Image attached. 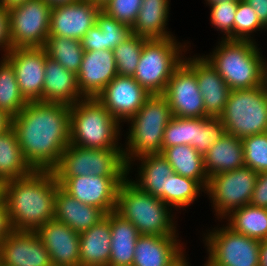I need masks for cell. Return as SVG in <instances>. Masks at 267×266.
I'll return each mask as SVG.
<instances>
[{"label":"cell","instance_id":"cell-1","mask_svg":"<svg viewBox=\"0 0 267 266\" xmlns=\"http://www.w3.org/2000/svg\"><path fill=\"white\" fill-rule=\"evenodd\" d=\"M70 105L28 102L12 117L19 146L33 170L51 171L70 144Z\"/></svg>","mask_w":267,"mask_h":266},{"label":"cell","instance_id":"cell-2","mask_svg":"<svg viewBox=\"0 0 267 266\" xmlns=\"http://www.w3.org/2000/svg\"><path fill=\"white\" fill-rule=\"evenodd\" d=\"M58 182L52 171L33 170L5 181L4 202L15 231H35L54 219Z\"/></svg>","mask_w":267,"mask_h":266},{"label":"cell","instance_id":"cell-3","mask_svg":"<svg viewBox=\"0 0 267 266\" xmlns=\"http://www.w3.org/2000/svg\"><path fill=\"white\" fill-rule=\"evenodd\" d=\"M257 42L218 39L210 53L201 55L231 90L263 85L264 55Z\"/></svg>","mask_w":267,"mask_h":266},{"label":"cell","instance_id":"cell-4","mask_svg":"<svg viewBox=\"0 0 267 266\" xmlns=\"http://www.w3.org/2000/svg\"><path fill=\"white\" fill-rule=\"evenodd\" d=\"M115 211L140 235L179 236L178 213L159 198L138 190L128 179L119 186Z\"/></svg>","mask_w":267,"mask_h":266},{"label":"cell","instance_id":"cell-5","mask_svg":"<svg viewBox=\"0 0 267 266\" xmlns=\"http://www.w3.org/2000/svg\"><path fill=\"white\" fill-rule=\"evenodd\" d=\"M70 124V144L74 146L123 149L122 125L97 98H83L71 105Z\"/></svg>","mask_w":267,"mask_h":266},{"label":"cell","instance_id":"cell-6","mask_svg":"<svg viewBox=\"0 0 267 266\" xmlns=\"http://www.w3.org/2000/svg\"><path fill=\"white\" fill-rule=\"evenodd\" d=\"M172 117L167 99L162 94L150 95L125 123L128 128L122 134V148L126 163L146 154L161 153L164 129Z\"/></svg>","mask_w":267,"mask_h":266},{"label":"cell","instance_id":"cell-7","mask_svg":"<svg viewBox=\"0 0 267 266\" xmlns=\"http://www.w3.org/2000/svg\"><path fill=\"white\" fill-rule=\"evenodd\" d=\"M178 37L146 39L133 78L150 94H163L173 71L183 62L185 54L191 52L188 40Z\"/></svg>","mask_w":267,"mask_h":266},{"label":"cell","instance_id":"cell-8","mask_svg":"<svg viewBox=\"0 0 267 266\" xmlns=\"http://www.w3.org/2000/svg\"><path fill=\"white\" fill-rule=\"evenodd\" d=\"M219 118L225 132L239 139L267 132V90L263 85L231 90Z\"/></svg>","mask_w":267,"mask_h":266},{"label":"cell","instance_id":"cell-9","mask_svg":"<svg viewBox=\"0 0 267 266\" xmlns=\"http://www.w3.org/2000/svg\"><path fill=\"white\" fill-rule=\"evenodd\" d=\"M59 183L64 177H127L123 149H96L69 144L51 170Z\"/></svg>","mask_w":267,"mask_h":266},{"label":"cell","instance_id":"cell-10","mask_svg":"<svg viewBox=\"0 0 267 266\" xmlns=\"http://www.w3.org/2000/svg\"><path fill=\"white\" fill-rule=\"evenodd\" d=\"M217 222L223 224L202 231L205 258L213 266H259L260 240L234 232L223 221Z\"/></svg>","mask_w":267,"mask_h":266},{"label":"cell","instance_id":"cell-11","mask_svg":"<svg viewBox=\"0 0 267 266\" xmlns=\"http://www.w3.org/2000/svg\"><path fill=\"white\" fill-rule=\"evenodd\" d=\"M257 175L244 165L209 177L205 195L211 203L215 221H222L235 209L250 204Z\"/></svg>","mask_w":267,"mask_h":266},{"label":"cell","instance_id":"cell-12","mask_svg":"<svg viewBox=\"0 0 267 266\" xmlns=\"http://www.w3.org/2000/svg\"><path fill=\"white\" fill-rule=\"evenodd\" d=\"M51 9L43 0H27L10 9L12 47H43L49 36Z\"/></svg>","mask_w":267,"mask_h":266},{"label":"cell","instance_id":"cell-13","mask_svg":"<svg viewBox=\"0 0 267 266\" xmlns=\"http://www.w3.org/2000/svg\"><path fill=\"white\" fill-rule=\"evenodd\" d=\"M162 95L167 99L173 117H209L205 112L196 73L184 60L173 71Z\"/></svg>","mask_w":267,"mask_h":266},{"label":"cell","instance_id":"cell-14","mask_svg":"<svg viewBox=\"0 0 267 266\" xmlns=\"http://www.w3.org/2000/svg\"><path fill=\"white\" fill-rule=\"evenodd\" d=\"M126 178L91 175L64 177L58 184L75 199L108 214L116 210L117 191Z\"/></svg>","mask_w":267,"mask_h":266},{"label":"cell","instance_id":"cell-15","mask_svg":"<svg viewBox=\"0 0 267 266\" xmlns=\"http://www.w3.org/2000/svg\"><path fill=\"white\" fill-rule=\"evenodd\" d=\"M13 66L27 102H43L46 52L43 47L13 48L5 57Z\"/></svg>","mask_w":267,"mask_h":266},{"label":"cell","instance_id":"cell-16","mask_svg":"<svg viewBox=\"0 0 267 266\" xmlns=\"http://www.w3.org/2000/svg\"><path fill=\"white\" fill-rule=\"evenodd\" d=\"M150 94L133 78L117 75L98 95L97 99L122 125L143 106Z\"/></svg>","mask_w":267,"mask_h":266},{"label":"cell","instance_id":"cell-17","mask_svg":"<svg viewBox=\"0 0 267 266\" xmlns=\"http://www.w3.org/2000/svg\"><path fill=\"white\" fill-rule=\"evenodd\" d=\"M48 250L34 231L12 230L0 242V266H50Z\"/></svg>","mask_w":267,"mask_h":266},{"label":"cell","instance_id":"cell-18","mask_svg":"<svg viewBox=\"0 0 267 266\" xmlns=\"http://www.w3.org/2000/svg\"><path fill=\"white\" fill-rule=\"evenodd\" d=\"M101 7L91 0H80L73 4L51 9L49 35L81 40L96 24Z\"/></svg>","mask_w":267,"mask_h":266},{"label":"cell","instance_id":"cell-19","mask_svg":"<svg viewBox=\"0 0 267 266\" xmlns=\"http://www.w3.org/2000/svg\"><path fill=\"white\" fill-rule=\"evenodd\" d=\"M189 51L184 56V61L195 71L198 88L202 94L205 112L209 117H219L225 109L231 89L225 80L200 54L192 55ZM188 57H187V56ZM192 55V56H191Z\"/></svg>","mask_w":267,"mask_h":266},{"label":"cell","instance_id":"cell-20","mask_svg":"<svg viewBox=\"0 0 267 266\" xmlns=\"http://www.w3.org/2000/svg\"><path fill=\"white\" fill-rule=\"evenodd\" d=\"M48 250L51 263L60 266H80V233L56 219L34 231Z\"/></svg>","mask_w":267,"mask_h":266},{"label":"cell","instance_id":"cell-21","mask_svg":"<svg viewBox=\"0 0 267 266\" xmlns=\"http://www.w3.org/2000/svg\"><path fill=\"white\" fill-rule=\"evenodd\" d=\"M117 75L112 50L84 51L77 73V83L81 95L84 98H96Z\"/></svg>","mask_w":267,"mask_h":266},{"label":"cell","instance_id":"cell-22","mask_svg":"<svg viewBox=\"0 0 267 266\" xmlns=\"http://www.w3.org/2000/svg\"><path fill=\"white\" fill-rule=\"evenodd\" d=\"M136 166L137 168H134ZM133 168L137 173H133ZM131 173L135 177L131 176ZM172 173L173 168L161 153L146 154L127 162L126 179L138 190L149 193L165 203L166 178Z\"/></svg>","mask_w":267,"mask_h":266},{"label":"cell","instance_id":"cell-23","mask_svg":"<svg viewBox=\"0 0 267 266\" xmlns=\"http://www.w3.org/2000/svg\"><path fill=\"white\" fill-rule=\"evenodd\" d=\"M179 237L140 235L136 240L132 266H169L186 250L187 242H182L183 238Z\"/></svg>","mask_w":267,"mask_h":266},{"label":"cell","instance_id":"cell-24","mask_svg":"<svg viewBox=\"0 0 267 266\" xmlns=\"http://www.w3.org/2000/svg\"><path fill=\"white\" fill-rule=\"evenodd\" d=\"M83 98L78 87L77 75L46 54L43 102L71 106Z\"/></svg>","mask_w":267,"mask_h":266},{"label":"cell","instance_id":"cell-25","mask_svg":"<svg viewBox=\"0 0 267 266\" xmlns=\"http://www.w3.org/2000/svg\"><path fill=\"white\" fill-rule=\"evenodd\" d=\"M105 215L101 209L80 202L57 185L54 219L65 223L75 232L82 233L97 224Z\"/></svg>","mask_w":267,"mask_h":266},{"label":"cell","instance_id":"cell-26","mask_svg":"<svg viewBox=\"0 0 267 266\" xmlns=\"http://www.w3.org/2000/svg\"><path fill=\"white\" fill-rule=\"evenodd\" d=\"M110 213L80 233V266H108L111 256Z\"/></svg>","mask_w":267,"mask_h":266},{"label":"cell","instance_id":"cell-27","mask_svg":"<svg viewBox=\"0 0 267 266\" xmlns=\"http://www.w3.org/2000/svg\"><path fill=\"white\" fill-rule=\"evenodd\" d=\"M171 0H142L138 16L132 26L133 34L146 39H165L175 36L168 31Z\"/></svg>","mask_w":267,"mask_h":266},{"label":"cell","instance_id":"cell-28","mask_svg":"<svg viewBox=\"0 0 267 266\" xmlns=\"http://www.w3.org/2000/svg\"><path fill=\"white\" fill-rule=\"evenodd\" d=\"M208 177L243 167L244 151L241 139L225 133L203 156Z\"/></svg>","mask_w":267,"mask_h":266},{"label":"cell","instance_id":"cell-29","mask_svg":"<svg viewBox=\"0 0 267 266\" xmlns=\"http://www.w3.org/2000/svg\"><path fill=\"white\" fill-rule=\"evenodd\" d=\"M111 256L108 266H132L140 236L137 228L116 211L110 212Z\"/></svg>","mask_w":267,"mask_h":266},{"label":"cell","instance_id":"cell-30","mask_svg":"<svg viewBox=\"0 0 267 266\" xmlns=\"http://www.w3.org/2000/svg\"><path fill=\"white\" fill-rule=\"evenodd\" d=\"M161 154L173 171L181 176L198 181L205 189L209 177L204 168V159L191 145H176L165 148Z\"/></svg>","mask_w":267,"mask_h":266},{"label":"cell","instance_id":"cell-31","mask_svg":"<svg viewBox=\"0 0 267 266\" xmlns=\"http://www.w3.org/2000/svg\"><path fill=\"white\" fill-rule=\"evenodd\" d=\"M234 232L257 240L267 239V209L250 204L232 211L222 220Z\"/></svg>","mask_w":267,"mask_h":266},{"label":"cell","instance_id":"cell-32","mask_svg":"<svg viewBox=\"0 0 267 266\" xmlns=\"http://www.w3.org/2000/svg\"><path fill=\"white\" fill-rule=\"evenodd\" d=\"M33 169L25 161L15 130L0 134V177L4 181L29 175Z\"/></svg>","mask_w":267,"mask_h":266},{"label":"cell","instance_id":"cell-33","mask_svg":"<svg viewBox=\"0 0 267 266\" xmlns=\"http://www.w3.org/2000/svg\"><path fill=\"white\" fill-rule=\"evenodd\" d=\"M206 189L196 180L172 173L166 178L165 204L181 214L192 206L199 197L205 195ZM180 210V211H179Z\"/></svg>","mask_w":267,"mask_h":266},{"label":"cell","instance_id":"cell-34","mask_svg":"<svg viewBox=\"0 0 267 266\" xmlns=\"http://www.w3.org/2000/svg\"><path fill=\"white\" fill-rule=\"evenodd\" d=\"M43 48L48 57L77 75L84 55L80 40L49 35Z\"/></svg>","mask_w":267,"mask_h":266},{"label":"cell","instance_id":"cell-35","mask_svg":"<svg viewBox=\"0 0 267 266\" xmlns=\"http://www.w3.org/2000/svg\"><path fill=\"white\" fill-rule=\"evenodd\" d=\"M27 103L19 89L12 64L6 58H0V110L15 117Z\"/></svg>","mask_w":267,"mask_h":266},{"label":"cell","instance_id":"cell-36","mask_svg":"<svg viewBox=\"0 0 267 266\" xmlns=\"http://www.w3.org/2000/svg\"><path fill=\"white\" fill-rule=\"evenodd\" d=\"M145 40L146 38L133 34L113 50L118 75L135 74Z\"/></svg>","mask_w":267,"mask_h":266},{"label":"cell","instance_id":"cell-37","mask_svg":"<svg viewBox=\"0 0 267 266\" xmlns=\"http://www.w3.org/2000/svg\"><path fill=\"white\" fill-rule=\"evenodd\" d=\"M267 29L260 23L254 9L244 0L238 1L234 20V40L256 41L255 34ZM259 32V33H258Z\"/></svg>","mask_w":267,"mask_h":266},{"label":"cell","instance_id":"cell-38","mask_svg":"<svg viewBox=\"0 0 267 266\" xmlns=\"http://www.w3.org/2000/svg\"><path fill=\"white\" fill-rule=\"evenodd\" d=\"M225 133V127L219 117L196 118L194 149L204 156Z\"/></svg>","mask_w":267,"mask_h":266},{"label":"cell","instance_id":"cell-39","mask_svg":"<svg viewBox=\"0 0 267 266\" xmlns=\"http://www.w3.org/2000/svg\"><path fill=\"white\" fill-rule=\"evenodd\" d=\"M196 118L172 117L164 129L162 151L176 145H191L194 148Z\"/></svg>","mask_w":267,"mask_h":266},{"label":"cell","instance_id":"cell-40","mask_svg":"<svg viewBox=\"0 0 267 266\" xmlns=\"http://www.w3.org/2000/svg\"><path fill=\"white\" fill-rule=\"evenodd\" d=\"M210 10V25L218 32V39L234 40V20L238 2H221L206 5ZM223 34V35H222Z\"/></svg>","mask_w":267,"mask_h":266},{"label":"cell","instance_id":"cell-41","mask_svg":"<svg viewBox=\"0 0 267 266\" xmlns=\"http://www.w3.org/2000/svg\"><path fill=\"white\" fill-rule=\"evenodd\" d=\"M245 166L257 173L267 171V132L241 139Z\"/></svg>","mask_w":267,"mask_h":266},{"label":"cell","instance_id":"cell-42","mask_svg":"<svg viewBox=\"0 0 267 266\" xmlns=\"http://www.w3.org/2000/svg\"><path fill=\"white\" fill-rule=\"evenodd\" d=\"M96 24L105 39V49L114 50L123 41L133 35L132 26L117 21L100 10L96 17Z\"/></svg>","mask_w":267,"mask_h":266},{"label":"cell","instance_id":"cell-43","mask_svg":"<svg viewBox=\"0 0 267 266\" xmlns=\"http://www.w3.org/2000/svg\"><path fill=\"white\" fill-rule=\"evenodd\" d=\"M141 4L142 0H109L101 10L117 21L133 26Z\"/></svg>","mask_w":267,"mask_h":266},{"label":"cell","instance_id":"cell-44","mask_svg":"<svg viewBox=\"0 0 267 266\" xmlns=\"http://www.w3.org/2000/svg\"><path fill=\"white\" fill-rule=\"evenodd\" d=\"M13 49L10 39L9 10L0 5V53L5 58Z\"/></svg>","mask_w":267,"mask_h":266},{"label":"cell","instance_id":"cell-45","mask_svg":"<svg viewBox=\"0 0 267 266\" xmlns=\"http://www.w3.org/2000/svg\"><path fill=\"white\" fill-rule=\"evenodd\" d=\"M84 51H98L105 49V39L100 28L95 24L80 40Z\"/></svg>","mask_w":267,"mask_h":266},{"label":"cell","instance_id":"cell-46","mask_svg":"<svg viewBox=\"0 0 267 266\" xmlns=\"http://www.w3.org/2000/svg\"><path fill=\"white\" fill-rule=\"evenodd\" d=\"M250 205L267 209V171L258 173Z\"/></svg>","mask_w":267,"mask_h":266},{"label":"cell","instance_id":"cell-47","mask_svg":"<svg viewBox=\"0 0 267 266\" xmlns=\"http://www.w3.org/2000/svg\"><path fill=\"white\" fill-rule=\"evenodd\" d=\"M255 11L260 23L267 29V0H244Z\"/></svg>","mask_w":267,"mask_h":266},{"label":"cell","instance_id":"cell-48","mask_svg":"<svg viewBox=\"0 0 267 266\" xmlns=\"http://www.w3.org/2000/svg\"><path fill=\"white\" fill-rule=\"evenodd\" d=\"M4 200L0 203V242L12 231Z\"/></svg>","mask_w":267,"mask_h":266},{"label":"cell","instance_id":"cell-49","mask_svg":"<svg viewBox=\"0 0 267 266\" xmlns=\"http://www.w3.org/2000/svg\"><path fill=\"white\" fill-rule=\"evenodd\" d=\"M12 127V117L0 110V134H3Z\"/></svg>","mask_w":267,"mask_h":266},{"label":"cell","instance_id":"cell-50","mask_svg":"<svg viewBox=\"0 0 267 266\" xmlns=\"http://www.w3.org/2000/svg\"><path fill=\"white\" fill-rule=\"evenodd\" d=\"M259 266H267V239L260 241Z\"/></svg>","mask_w":267,"mask_h":266},{"label":"cell","instance_id":"cell-51","mask_svg":"<svg viewBox=\"0 0 267 266\" xmlns=\"http://www.w3.org/2000/svg\"><path fill=\"white\" fill-rule=\"evenodd\" d=\"M189 254H187L186 250L169 266H191L192 264L189 262Z\"/></svg>","mask_w":267,"mask_h":266},{"label":"cell","instance_id":"cell-52","mask_svg":"<svg viewBox=\"0 0 267 266\" xmlns=\"http://www.w3.org/2000/svg\"><path fill=\"white\" fill-rule=\"evenodd\" d=\"M27 0H0V5H3L7 10L20 6Z\"/></svg>","mask_w":267,"mask_h":266},{"label":"cell","instance_id":"cell-53","mask_svg":"<svg viewBox=\"0 0 267 266\" xmlns=\"http://www.w3.org/2000/svg\"><path fill=\"white\" fill-rule=\"evenodd\" d=\"M48 3L52 8L60 5L73 4L80 0H43Z\"/></svg>","mask_w":267,"mask_h":266},{"label":"cell","instance_id":"cell-54","mask_svg":"<svg viewBox=\"0 0 267 266\" xmlns=\"http://www.w3.org/2000/svg\"><path fill=\"white\" fill-rule=\"evenodd\" d=\"M267 58L264 56L263 61V86L267 90Z\"/></svg>","mask_w":267,"mask_h":266},{"label":"cell","instance_id":"cell-55","mask_svg":"<svg viewBox=\"0 0 267 266\" xmlns=\"http://www.w3.org/2000/svg\"><path fill=\"white\" fill-rule=\"evenodd\" d=\"M204 4L205 5H214L216 3H221V2H228V1H232V2H238L241 0H204Z\"/></svg>","mask_w":267,"mask_h":266},{"label":"cell","instance_id":"cell-56","mask_svg":"<svg viewBox=\"0 0 267 266\" xmlns=\"http://www.w3.org/2000/svg\"><path fill=\"white\" fill-rule=\"evenodd\" d=\"M5 181L0 177V203L4 200Z\"/></svg>","mask_w":267,"mask_h":266},{"label":"cell","instance_id":"cell-57","mask_svg":"<svg viewBox=\"0 0 267 266\" xmlns=\"http://www.w3.org/2000/svg\"><path fill=\"white\" fill-rule=\"evenodd\" d=\"M96 5L102 7L104 4H106L109 0H91Z\"/></svg>","mask_w":267,"mask_h":266},{"label":"cell","instance_id":"cell-58","mask_svg":"<svg viewBox=\"0 0 267 266\" xmlns=\"http://www.w3.org/2000/svg\"><path fill=\"white\" fill-rule=\"evenodd\" d=\"M202 266H213V265L206 259V261L202 264Z\"/></svg>","mask_w":267,"mask_h":266}]
</instances>
